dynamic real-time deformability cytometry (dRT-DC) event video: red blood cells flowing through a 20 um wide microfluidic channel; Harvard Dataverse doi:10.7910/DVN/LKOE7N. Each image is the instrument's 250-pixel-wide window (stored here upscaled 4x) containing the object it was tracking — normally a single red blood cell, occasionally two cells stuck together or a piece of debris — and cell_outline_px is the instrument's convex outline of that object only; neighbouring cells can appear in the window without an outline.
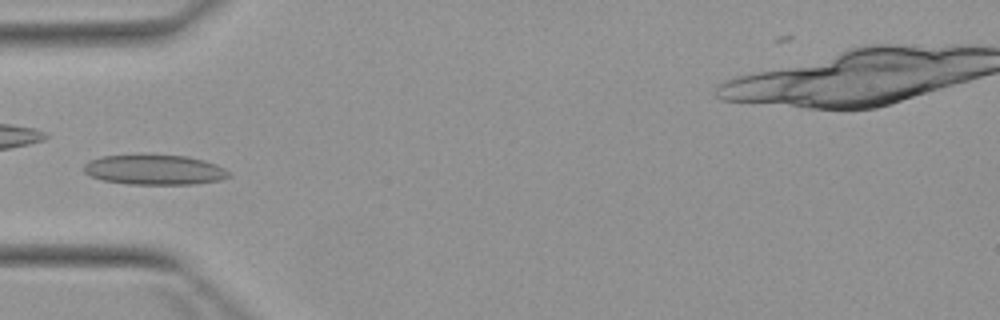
{"species": "Egyptian fruit bat (a non-hibernating species)", "species_latin": "Rousettus aegyptiacus", "temperature_condition": "warm", "stored_images_in_passage": 4, "camera_frame_rate_fps": 3000, "um_per_image_px": 0.085, "animal": {"sex": "female"}, "frame": {"image": 1, "passage_image": 3, "time_ms": 2.667, "image_size_px": [1000, 320], "cell_outline_px": [[232, 176], [220, 180], [196, 184], [128, 184], [100, 180], [84, 172], [84, 164], [88, 160], [100, 156], [188, 156], [204, 160], [216, 164], [224, 168]], "centroid_in_image_um": [13.14, 14.45], "position_along_channel_um": 71.9, "area_um2": 25.14}}
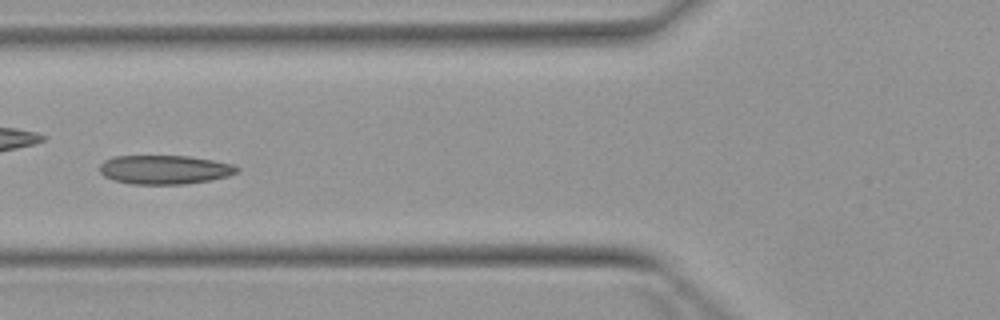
{"frame": {"image": 2, "passage_image": 4, "time_ms": 3.667, "image_size_px": [1000, 320], "cell_outline_px": [[240, 168], [236, 172], [228, 176], [212, 180], [184, 184], [132, 184], [112, 180], [104, 176], [100, 172], [100, 164], [104, 160], [116, 156], [188, 156], [212, 160], [232, 164]], "centroid_in_image_um": [13.98, 14.42], "position_along_channel_um": 111.8, "area_um2": 23.18}}